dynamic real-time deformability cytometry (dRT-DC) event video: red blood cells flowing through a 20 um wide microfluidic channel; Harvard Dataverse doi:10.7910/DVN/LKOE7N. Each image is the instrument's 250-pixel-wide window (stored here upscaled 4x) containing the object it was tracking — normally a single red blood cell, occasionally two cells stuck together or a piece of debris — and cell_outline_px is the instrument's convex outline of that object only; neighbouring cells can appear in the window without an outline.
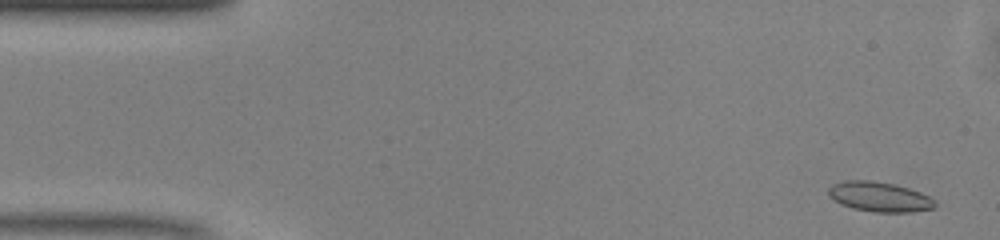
{"species": "common noctule bat (a hibernating species)", "species_latin": "Nyctalus noctula", "temperature_condition": "warm", "stored_images_in_passage": 50, "camera_frame_rate_fps": 3000, "um_per_image_px": 0.085, "animal": {"sex": "male", "body_mass_g": 13.0, "forearm_length_mm": 53.1}, "frame": {"image": 1, "passage_image": 2, "time_ms": 0.333, "image_size_px": [1000, 240], "cell_outline_px": [[936, 204], [932, 208], [912, 212], [872, 212], [852, 208], [840, 204], [832, 200], [828, 196], [828, 188], [832, 184], [844, 180], [872, 180], [896, 184], [920, 192], [928, 196]], "centroid_in_image_um": [74.68, 16.72], "position_along_channel_um": 10.3, "area_um2": 18.67}}
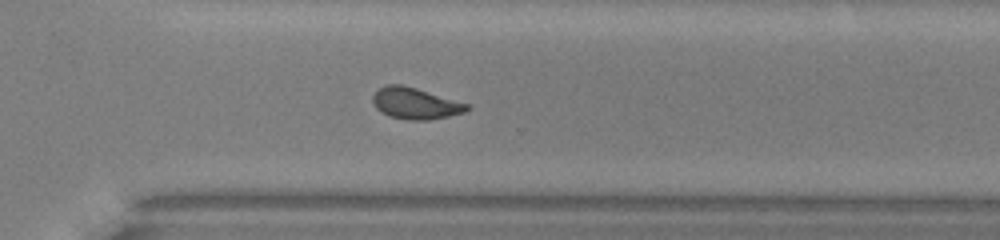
{"frame": {"image": 2, "passage_image": 34, "time_ms": 11.0, "image_size_px": [1000, 240], "cell_outline_px": [[472, 108], [464, 112], [448, 116], [428, 120], [408, 120], [388, 116], [380, 112], [376, 108], [372, 100], [372, 96], [380, 88], [388, 84], [404, 84], [468, 104]], "centroid_in_image_um": [35.28, 8.79], "position_along_channel_um": 335.3, "area_um2": 17.22}}
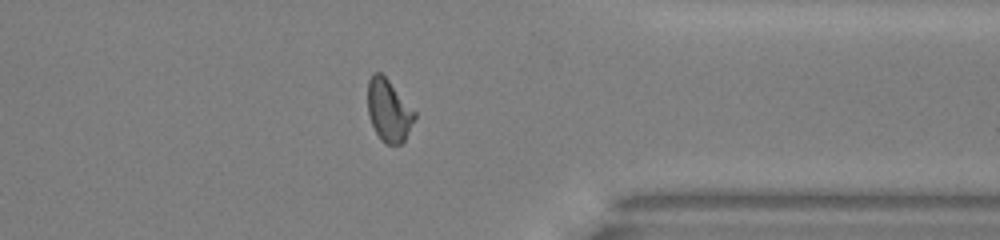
{"frame": {"image": 3, "passage_image": 38, "time_ms": 12.333, "image_size_px": [1000, 240], "cell_outline_px": [[416, 116], [404, 140], [400, 144], [384, 144], [380, 140], [372, 124], [368, 112], [368, 80], [372, 72], [380, 72], [388, 80], [416, 112]], "centroid_in_image_um": [33.03, 9.39], "position_along_channel_um": 378.4, "area_um2": 16.82}, "authors_computed_cell_mechanics": {"area_um2": 17.5423, "velocity_mm_per_s": 4.1278, "shape_relaxation_time_tau1_ms": 4.7658, "shape_relaxation_time_tau2_ms": 1.139, "deformation_change_tau1": 0.1184, "deformation_change_tau2": 0.061}}